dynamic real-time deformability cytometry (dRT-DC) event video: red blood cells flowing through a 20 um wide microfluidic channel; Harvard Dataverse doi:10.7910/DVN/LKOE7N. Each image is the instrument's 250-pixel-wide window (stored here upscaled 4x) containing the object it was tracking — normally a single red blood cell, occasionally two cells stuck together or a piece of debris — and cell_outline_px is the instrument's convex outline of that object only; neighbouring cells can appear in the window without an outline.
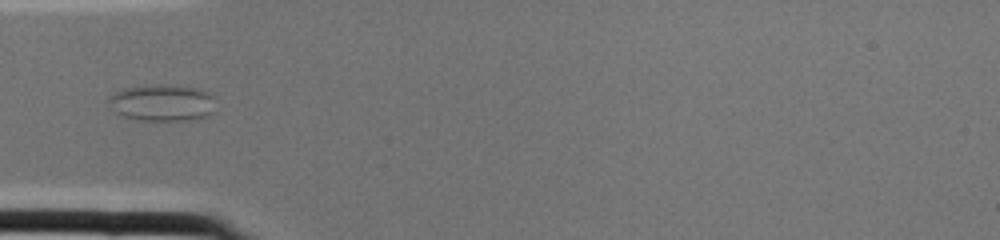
{"species": "common noctule bat (a hibernating species)", "species_latin": "Nyctalus noctula", "temperature_condition": "cold", "stored_images_in_passage": 2, "camera_frame_rate_fps": 3000, "um_per_image_px": 0.085, "animal": {"sex": "female", "body_mass_g": 22.0, "forearm_length_mm": 56.7}, "frame": {"image": 1, "passage_image": 2, "time_ms": 0.333, "image_size_px": [1000, 240], "cell_outline_px": [[212, 112], [208, 116], [188, 120], [140, 120], [124, 116], [108, 108], [108, 96], [124, 88], [148, 84], [168, 84], [204, 88], [212, 96]], "centroid_in_image_um": [13.75, 8.7], "position_along_channel_um": 71.3, "area_um2": 23.18}}